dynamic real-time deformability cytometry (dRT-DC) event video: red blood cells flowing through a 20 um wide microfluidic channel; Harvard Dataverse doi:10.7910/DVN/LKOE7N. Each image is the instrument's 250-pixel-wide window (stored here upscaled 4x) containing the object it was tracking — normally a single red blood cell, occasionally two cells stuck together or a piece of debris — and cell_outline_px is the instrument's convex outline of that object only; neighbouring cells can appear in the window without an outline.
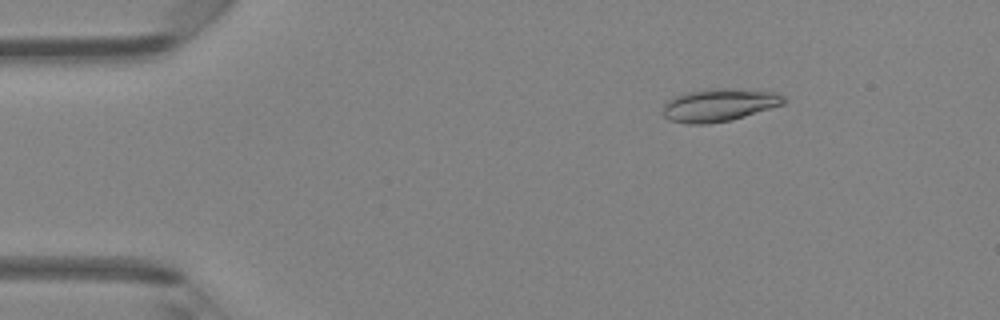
{"species": "Egyptian fruit bat (a non-hibernating species)", "species_latin": "Rousettus aegyptiacus", "temperature_condition": "room temperature", "stored_images_in_passage": 41, "camera_frame_rate_fps": 3000, "um_per_image_px": 0.085, "animal": {"sex": "female"}, "frame": {"image": 1, "passage_image": 1, "time_ms": 0.0, "image_size_px": [1000, 320], "cell_outline_px": [[788, 100], [784, 104], [732, 120], [708, 124], [688, 124], [672, 120], [664, 116], [664, 104], [668, 100], [676, 96], [688, 92], [712, 88], [736, 88], [776, 92], [784, 96]], "centroid_in_image_um": [61.18, 8.92], "position_along_channel_um": 23.8, "area_um2": 23.12}}
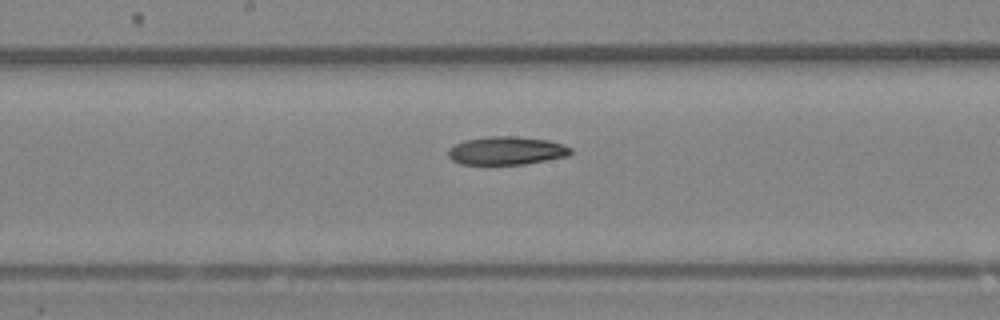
{"frame": {"image": 2, "passage_image": 19, "time_ms": 6.0, "image_size_px": [1000, 320], "cell_outline_px": [[572, 152], [568, 156], [524, 164], [460, 164], [452, 160], [448, 156], [448, 148], [452, 144], [464, 140], [488, 136], [512, 136], [548, 140], [572, 148]], "centroid_in_image_um": [43.0, 12.8], "position_along_channel_um": 205.2, "area_um2": 20.17}}
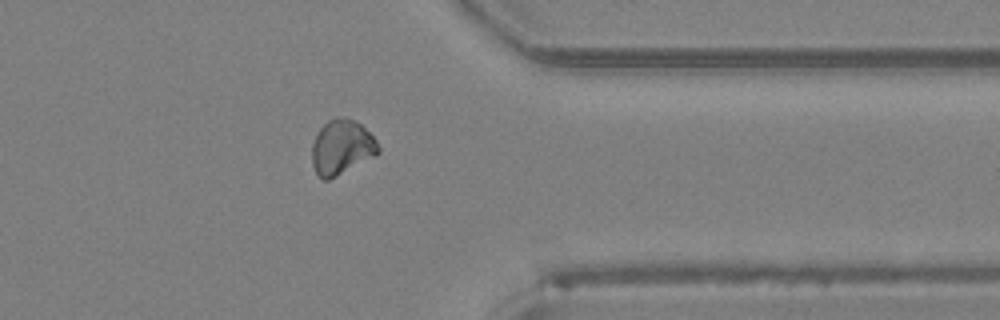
{"frame": {"image": 3, "passage_image": 32, "time_ms": 10.333, "image_size_px": [1000, 320], "cell_outline_px": [[380, 152], [376, 156], [328, 180], [324, 180], [316, 172], [312, 164], [312, 144], [320, 128], [328, 120], [336, 116], [344, 116], [356, 120], [376, 140], [380, 148]], "centroid_in_image_um": [29.05, 12.5], "position_along_channel_um": 382.3, "area_um2": 21.21}, "authors_computed_cell_mechanics": {"area_um2": 20.6346, "velocity_mm_per_s": 4.2927, "shape_relaxation_time_tau1_ms": null, "shape_relaxation_time_tau2_ms": 9.4508, "deformation_change_tau1": null, "deformation_change_tau2": 0.1768}}